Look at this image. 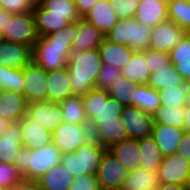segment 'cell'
<instances>
[{"label": "cell", "mask_w": 190, "mask_h": 190, "mask_svg": "<svg viewBox=\"0 0 190 190\" xmlns=\"http://www.w3.org/2000/svg\"><path fill=\"white\" fill-rule=\"evenodd\" d=\"M140 149V167L158 171L164 158L152 135L138 139Z\"/></svg>", "instance_id": "obj_31"}, {"label": "cell", "mask_w": 190, "mask_h": 190, "mask_svg": "<svg viewBox=\"0 0 190 190\" xmlns=\"http://www.w3.org/2000/svg\"><path fill=\"white\" fill-rule=\"evenodd\" d=\"M3 32L5 41L24 44L31 49L39 38L36 32L35 16L33 12L24 14L7 12V24Z\"/></svg>", "instance_id": "obj_7"}, {"label": "cell", "mask_w": 190, "mask_h": 190, "mask_svg": "<svg viewBox=\"0 0 190 190\" xmlns=\"http://www.w3.org/2000/svg\"><path fill=\"white\" fill-rule=\"evenodd\" d=\"M60 161L61 152L53 142L34 150L22 145L15 158L14 166L23 180L36 182L51 168L60 164Z\"/></svg>", "instance_id": "obj_3"}, {"label": "cell", "mask_w": 190, "mask_h": 190, "mask_svg": "<svg viewBox=\"0 0 190 190\" xmlns=\"http://www.w3.org/2000/svg\"><path fill=\"white\" fill-rule=\"evenodd\" d=\"M155 190H190V188L186 185H178V184H158L155 187Z\"/></svg>", "instance_id": "obj_51"}, {"label": "cell", "mask_w": 190, "mask_h": 190, "mask_svg": "<svg viewBox=\"0 0 190 190\" xmlns=\"http://www.w3.org/2000/svg\"><path fill=\"white\" fill-rule=\"evenodd\" d=\"M105 35L84 18L76 21V34L72 45L74 52L97 49Z\"/></svg>", "instance_id": "obj_19"}, {"label": "cell", "mask_w": 190, "mask_h": 190, "mask_svg": "<svg viewBox=\"0 0 190 190\" xmlns=\"http://www.w3.org/2000/svg\"><path fill=\"white\" fill-rule=\"evenodd\" d=\"M187 95V84L178 87H168L159 91L161 106L183 107Z\"/></svg>", "instance_id": "obj_40"}, {"label": "cell", "mask_w": 190, "mask_h": 190, "mask_svg": "<svg viewBox=\"0 0 190 190\" xmlns=\"http://www.w3.org/2000/svg\"><path fill=\"white\" fill-rule=\"evenodd\" d=\"M33 3H34V5H36V4H39L42 0H31Z\"/></svg>", "instance_id": "obj_57"}, {"label": "cell", "mask_w": 190, "mask_h": 190, "mask_svg": "<svg viewBox=\"0 0 190 190\" xmlns=\"http://www.w3.org/2000/svg\"><path fill=\"white\" fill-rule=\"evenodd\" d=\"M136 86L137 84L122 76L107 91L110 97L116 99L124 106H134Z\"/></svg>", "instance_id": "obj_37"}, {"label": "cell", "mask_w": 190, "mask_h": 190, "mask_svg": "<svg viewBox=\"0 0 190 190\" xmlns=\"http://www.w3.org/2000/svg\"><path fill=\"white\" fill-rule=\"evenodd\" d=\"M187 32L171 20L164 21L152 28L148 49L169 53L185 36Z\"/></svg>", "instance_id": "obj_13"}, {"label": "cell", "mask_w": 190, "mask_h": 190, "mask_svg": "<svg viewBox=\"0 0 190 190\" xmlns=\"http://www.w3.org/2000/svg\"><path fill=\"white\" fill-rule=\"evenodd\" d=\"M7 24V11L0 9V27L4 30Z\"/></svg>", "instance_id": "obj_53"}, {"label": "cell", "mask_w": 190, "mask_h": 190, "mask_svg": "<svg viewBox=\"0 0 190 190\" xmlns=\"http://www.w3.org/2000/svg\"><path fill=\"white\" fill-rule=\"evenodd\" d=\"M171 63L180 74L185 84L190 85V33L169 51Z\"/></svg>", "instance_id": "obj_27"}, {"label": "cell", "mask_w": 190, "mask_h": 190, "mask_svg": "<svg viewBox=\"0 0 190 190\" xmlns=\"http://www.w3.org/2000/svg\"><path fill=\"white\" fill-rule=\"evenodd\" d=\"M64 122L74 124H88V119L83 107L82 97L72 95L59 102Z\"/></svg>", "instance_id": "obj_33"}, {"label": "cell", "mask_w": 190, "mask_h": 190, "mask_svg": "<svg viewBox=\"0 0 190 190\" xmlns=\"http://www.w3.org/2000/svg\"><path fill=\"white\" fill-rule=\"evenodd\" d=\"M176 153L190 162V133L183 132Z\"/></svg>", "instance_id": "obj_48"}, {"label": "cell", "mask_w": 190, "mask_h": 190, "mask_svg": "<svg viewBox=\"0 0 190 190\" xmlns=\"http://www.w3.org/2000/svg\"><path fill=\"white\" fill-rule=\"evenodd\" d=\"M47 101L59 103L73 95L67 67L47 71Z\"/></svg>", "instance_id": "obj_22"}, {"label": "cell", "mask_w": 190, "mask_h": 190, "mask_svg": "<svg viewBox=\"0 0 190 190\" xmlns=\"http://www.w3.org/2000/svg\"><path fill=\"white\" fill-rule=\"evenodd\" d=\"M98 51L102 63L114 65L120 70L125 67L135 52L129 46L112 43L106 38L99 45Z\"/></svg>", "instance_id": "obj_26"}, {"label": "cell", "mask_w": 190, "mask_h": 190, "mask_svg": "<svg viewBox=\"0 0 190 190\" xmlns=\"http://www.w3.org/2000/svg\"><path fill=\"white\" fill-rule=\"evenodd\" d=\"M121 118L125 122L130 139L138 140L152 135L153 115L135 106H125Z\"/></svg>", "instance_id": "obj_15"}, {"label": "cell", "mask_w": 190, "mask_h": 190, "mask_svg": "<svg viewBox=\"0 0 190 190\" xmlns=\"http://www.w3.org/2000/svg\"><path fill=\"white\" fill-rule=\"evenodd\" d=\"M32 61V49L24 44L0 42V65L6 68H23Z\"/></svg>", "instance_id": "obj_20"}, {"label": "cell", "mask_w": 190, "mask_h": 190, "mask_svg": "<svg viewBox=\"0 0 190 190\" xmlns=\"http://www.w3.org/2000/svg\"><path fill=\"white\" fill-rule=\"evenodd\" d=\"M91 138L92 133L88 124L63 122L52 132V142L61 154L75 152Z\"/></svg>", "instance_id": "obj_9"}, {"label": "cell", "mask_w": 190, "mask_h": 190, "mask_svg": "<svg viewBox=\"0 0 190 190\" xmlns=\"http://www.w3.org/2000/svg\"><path fill=\"white\" fill-rule=\"evenodd\" d=\"M74 176L60 163L42 175L36 182L43 190H69Z\"/></svg>", "instance_id": "obj_30"}, {"label": "cell", "mask_w": 190, "mask_h": 190, "mask_svg": "<svg viewBox=\"0 0 190 190\" xmlns=\"http://www.w3.org/2000/svg\"><path fill=\"white\" fill-rule=\"evenodd\" d=\"M106 149L94 138L82 144L75 152L61 154L60 163L72 176H96L101 157Z\"/></svg>", "instance_id": "obj_5"}, {"label": "cell", "mask_w": 190, "mask_h": 190, "mask_svg": "<svg viewBox=\"0 0 190 190\" xmlns=\"http://www.w3.org/2000/svg\"><path fill=\"white\" fill-rule=\"evenodd\" d=\"M83 18L104 35L113 28L118 20L109 0H98Z\"/></svg>", "instance_id": "obj_23"}, {"label": "cell", "mask_w": 190, "mask_h": 190, "mask_svg": "<svg viewBox=\"0 0 190 190\" xmlns=\"http://www.w3.org/2000/svg\"><path fill=\"white\" fill-rule=\"evenodd\" d=\"M184 114L185 106H160L153 114L154 124H166L177 128H183Z\"/></svg>", "instance_id": "obj_38"}, {"label": "cell", "mask_w": 190, "mask_h": 190, "mask_svg": "<svg viewBox=\"0 0 190 190\" xmlns=\"http://www.w3.org/2000/svg\"><path fill=\"white\" fill-rule=\"evenodd\" d=\"M121 71L122 76L129 79L132 83L137 85L148 84L151 72L145 60L144 50L135 51Z\"/></svg>", "instance_id": "obj_28"}, {"label": "cell", "mask_w": 190, "mask_h": 190, "mask_svg": "<svg viewBox=\"0 0 190 190\" xmlns=\"http://www.w3.org/2000/svg\"><path fill=\"white\" fill-rule=\"evenodd\" d=\"M33 13L38 37L59 31L82 18L74 0H42L34 5Z\"/></svg>", "instance_id": "obj_1"}, {"label": "cell", "mask_w": 190, "mask_h": 190, "mask_svg": "<svg viewBox=\"0 0 190 190\" xmlns=\"http://www.w3.org/2000/svg\"><path fill=\"white\" fill-rule=\"evenodd\" d=\"M118 19L134 17L139 0H109Z\"/></svg>", "instance_id": "obj_45"}, {"label": "cell", "mask_w": 190, "mask_h": 190, "mask_svg": "<svg viewBox=\"0 0 190 190\" xmlns=\"http://www.w3.org/2000/svg\"><path fill=\"white\" fill-rule=\"evenodd\" d=\"M81 97L91 133L103 122L117 121L125 107L97 87Z\"/></svg>", "instance_id": "obj_4"}, {"label": "cell", "mask_w": 190, "mask_h": 190, "mask_svg": "<svg viewBox=\"0 0 190 190\" xmlns=\"http://www.w3.org/2000/svg\"><path fill=\"white\" fill-rule=\"evenodd\" d=\"M168 19L190 33V0H167Z\"/></svg>", "instance_id": "obj_36"}, {"label": "cell", "mask_w": 190, "mask_h": 190, "mask_svg": "<svg viewBox=\"0 0 190 190\" xmlns=\"http://www.w3.org/2000/svg\"><path fill=\"white\" fill-rule=\"evenodd\" d=\"M72 47H58L45 37H39L32 48V61L45 69L53 71L67 67Z\"/></svg>", "instance_id": "obj_8"}, {"label": "cell", "mask_w": 190, "mask_h": 190, "mask_svg": "<svg viewBox=\"0 0 190 190\" xmlns=\"http://www.w3.org/2000/svg\"><path fill=\"white\" fill-rule=\"evenodd\" d=\"M109 150L130 172L140 168V149L138 140L129 138L113 145Z\"/></svg>", "instance_id": "obj_29"}, {"label": "cell", "mask_w": 190, "mask_h": 190, "mask_svg": "<svg viewBox=\"0 0 190 190\" xmlns=\"http://www.w3.org/2000/svg\"><path fill=\"white\" fill-rule=\"evenodd\" d=\"M23 68H6L0 65V90L23 94Z\"/></svg>", "instance_id": "obj_39"}, {"label": "cell", "mask_w": 190, "mask_h": 190, "mask_svg": "<svg viewBox=\"0 0 190 190\" xmlns=\"http://www.w3.org/2000/svg\"><path fill=\"white\" fill-rule=\"evenodd\" d=\"M92 138L98 141L105 149L129 139L128 130L121 117L117 121L103 122L93 132Z\"/></svg>", "instance_id": "obj_18"}, {"label": "cell", "mask_w": 190, "mask_h": 190, "mask_svg": "<svg viewBox=\"0 0 190 190\" xmlns=\"http://www.w3.org/2000/svg\"><path fill=\"white\" fill-rule=\"evenodd\" d=\"M184 81L180 74L175 70L173 64L165 66V68L156 69L151 73L148 85L157 91L168 87H178L183 85Z\"/></svg>", "instance_id": "obj_34"}, {"label": "cell", "mask_w": 190, "mask_h": 190, "mask_svg": "<svg viewBox=\"0 0 190 190\" xmlns=\"http://www.w3.org/2000/svg\"><path fill=\"white\" fill-rule=\"evenodd\" d=\"M23 181L14 164L0 162V189L9 190Z\"/></svg>", "instance_id": "obj_43"}, {"label": "cell", "mask_w": 190, "mask_h": 190, "mask_svg": "<svg viewBox=\"0 0 190 190\" xmlns=\"http://www.w3.org/2000/svg\"><path fill=\"white\" fill-rule=\"evenodd\" d=\"M23 95L28 103L47 101V71L33 61L23 67Z\"/></svg>", "instance_id": "obj_12"}, {"label": "cell", "mask_w": 190, "mask_h": 190, "mask_svg": "<svg viewBox=\"0 0 190 190\" xmlns=\"http://www.w3.org/2000/svg\"><path fill=\"white\" fill-rule=\"evenodd\" d=\"M144 56L151 73L156 72V69L165 68V66L172 64L169 53L146 49Z\"/></svg>", "instance_id": "obj_44"}, {"label": "cell", "mask_w": 190, "mask_h": 190, "mask_svg": "<svg viewBox=\"0 0 190 190\" xmlns=\"http://www.w3.org/2000/svg\"><path fill=\"white\" fill-rule=\"evenodd\" d=\"M157 171H151L145 168H138L129 172L124 180L121 190H143L154 189L158 185Z\"/></svg>", "instance_id": "obj_32"}, {"label": "cell", "mask_w": 190, "mask_h": 190, "mask_svg": "<svg viewBox=\"0 0 190 190\" xmlns=\"http://www.w3.org/2000/svg\"><path fill=\"white\" fill-rule=\"evenodd\" d=\"M4 41V32H3V29H1L0 27V42H3Z\"/></svg>", "instance_id": "obj_56"}, {"label": "cell", "mask_w": 190, "mask_h": 190, "mask_svg": "<svg viewBox=\"0 0 190 190\" xmlns=\"http://www.w3.org/2000/svg\"><path fill=\"white\" fill-rule=\"evenodd\" d=\"M183 130L190 133V107H185Z\"/></svg>", "instance_id": "obj_52"}, {"label": "cell", "mask_w": 190, "mask_h": 190, "mask_svg": "<svg viewBox=\"0 0 190 190\" xmlns=\"http://www.w3.org/2000/svg\"><path fill=\"white\" fill-rule=\"evenodd\" d=\"M183 132V128L166 124H154L152 136L164 157L176 154Z\"/></svg>", "instance_id": "obj_25"}, {"label": "cell", "mask_w": 190, "mask_h": 190, "mask_svg": "<svg viewBox=\"0 0 190 190\" xmlns=\"http://www.w3.org/2000/svg\"><path fill=\"white\" fill-rule=\"evenodd\" d=\"M122 77V71L111 64L102 63L96 87L102 90H108Z\"/></svg>", "instance_id": "obj_42"}, {"label": "cell", "mask_w": 190, "mask_h": 190, "mask_svg": "<svg viewBox=\"0 0 190 190\" xmlns=\"http://www.w3.org/2000/svg\"><path fill=\"white\" fill-rule=\"evenodd\" d=\"M0 9L13 14L33 12L34 3L31 0H0Z\"/></svg>", "instance_id": "obj_46"}, {"label": "cell", "mask_w": 190, "mask_h": 190, "mask_svg": "<svg viewBox=\"0 0 190 190\" xmlns=\"http://www.w3.org/2000/svg\"><path fill=\"white\" fill-rule=\"evenodd\" d=\"M10 124L9 121L3 119L0 116V137L2 136V134L4 133V131L7 129L8 125Z\"/></svg>", "instance_id": "obj_54"}, {"label": "cell", "mask_w": 190, "mask_h": 190, "mask_svg": "<svg viewBox=\"0 0 190 190\" xmlns=\"http://www.w3.org/2000/svg\"><path fill=\"white\" fill-rule=\"evenodd\" d=\"M75 34H76V21L68 23L61 30L52 32L44 37L48 41H50L53 44V46L72 47Z\"/></svg>", "instance_id": "obj_41"}, {"label": "cell", "mask_w": 190, "mask_h": 190, "mask_svg": "<svg viewBox=\"0 0 190 190\" xmlns=\"http://www.w3.org/2000/svg\"><path fill=\"white\" fill-rule=\"evenodd\" d=\"M134 106L153 115L161 106L159 101V91L150 87L148 84L137 85L135 87Z\"/></svg>", "instance_id": "obj_35"}, {"label": "cell", "mask_w": 190, "mask_h": 190, "mask_svg": "<svg viewBox=\"0 0 190 190\" xmlns=\"http://www.w3.org/2000/svg\"><path fill=\"white\" fill-rule=\"evenodd\" d=\"M134 18L137 22L151 28L169 20L167 0H139Z\"/></svg>", "instance_id": "obj_17"}, {"label": "cell", "mask_w": 190, "mask_h": 190, "mask_svg": "<svg viewBox=\"0 0 190 190\" xmlns=\"http://www.w3.org/2000/svg\"><path fill=\"white\" fill-rule=\"evenodd\" d=\"M129 172L127 167L109 149H106L96 175L98 186L103 190H119Z\"/></svg>", "instance_id": "obj_10"}, {"label": "cell", "mask_w": 190, "mask_h": 190, "mask_svg": "<svg viewBox=\"0 0 190 190\" xmlns=\"http://www.w3.org/2000/svg\"><path fill=\"white\" fill-rule=\"evenodd\" d=\"M98 188L96 176L85 174L75 177L69 190H96Z\"/></svg>", "instance_id": "obj_47"}, {"label": "cell", "mask_w": 190, "mask_h": 190, "mask_svg": "<svg viewBox=\"0 0 190 190\" xmlns=\"http://www.w3.org/2000/svg\"><path fill=\"white\" fill-rule=\"evenodd\" d=\"M22 145L20 123H10L0 137V162L14 164Z\"/></svg>", "instance_id": "obj_24"}, {"label": "cell", "mask_w": 190, "mask_h": 190, "mask_svg": "<svg viewBox=\"0 0 190 190\" xmlns=\"http://www.w3.org/2000/svg\"><path fill=\"white\" fill-rule=\"evenodd\" d=\"M26 116L50 132L64 122L59 103L50 101L28 103Z\"/></svg>", "instance_id": "obj_14"}, {"label": "cell", "mask_w": 190, "mask_h": 190, "mask_svg": "<svg viewBox=\"0 0 190 190\" xmlns=\"http://www.w3.org/2000/svg\"><path fill=\"white\" fill-rule=\"evenodd\" d=\"M185 107H190V85H187V95L185 97Z\"/></svg>", "instance_id": "obj_55"}, {"label": "cell", "mask_w": 190, "mask_h": 190, "mask_svg": "<svg viewBox=\"0 0 190 190\" xmlns=\"http://www.w3.org/2000/svg\"><path fill=\"white\" fill-rule=\"evenodd\" d=\"M19 123L23 146L34 150L52 143V132L42 127V125L27 116L23 117Z\"/></svg>", "instance_id": "obj_21"}, {"label": "cell", "mask_w": 190, "mask_h": 190, "mask_svg": "<svg viewBox=\"0 0 190 190\" xmlns=\"http://www.w3.org/2000/svg\"><path fill=\"white\" fill-rule=\"evenodd\" d=\"M9 190H43L41 186L35 181H25L13 186Z\"/></svg>", "instance_id": "obj_50"}, {"label": "cell", "mask_w": 190, "mask_h": 190, "mask_svg": "<svg viewBox=\"0 0 190 190\" xmlns=\"http://www.w3.org/2000/svg\"><path fill=\"white\" fill-rule=\"evenodd\" d=\"M80 16L83 18L98 0H74Z\"/></svg>", "instance_id": "obj_49"}, {"label": "cell", "mask_w": 190, "mask_h": 190, "mask_svg": "<svg viewBox=\"0 0 190 190\" xmlns=\"http://www.w3.org/2000/svg\"><path fill=\"white\" fill-rule=\"evenodd\" d=\"M101 65L98 48L70 54L67 68L73 95L83 96L96 88Z\"/></svg>", "instance_id": "obj_2"}, {"label": "cell", "mask_w": 190, "mask_h": 190, "mask_svg": "<svg viewBox=\"0 0 190 190\" xmlns=\"http://www.w3.org/2000/svg\"><path fill=\"white\" fill-rule=\"evenodd\" d=\"M28 102L21 93L0 90V116L10 123L19 122L27 115Z\"/></svg>", "instance_id": "obj_16"}, {"label": "cell", "mask_w": 190, "mask_h": 190, "mask_svg": "<svg viewBox=\"0 0 190 190\" xmlns=\"http://www.w3.org/2000/svg\"><path fill=\"white\" fill-rule=\"evenodd\" d=\"M151 30V27L137 22L134 17H128L118 19L105 38L112 43L129 46L135 51H143L148 49Z\"/></svg>", "instance_id": "obj_6"}, {"label": "cell", "mask_w": 190, "mask_h": 190, "mask_svg": "<svg viewBox=\"0 0 190 190\" xmlns=\"http://www.w3.org/2000/svg\"><path fill=\"white\" fill-rule=\"evenodd\" d=\"M157 176L159 184L186 185L190 188V162L177 153L165 156Z\"/></svg>", "instance_id": "obj_11"}]
</instances>
